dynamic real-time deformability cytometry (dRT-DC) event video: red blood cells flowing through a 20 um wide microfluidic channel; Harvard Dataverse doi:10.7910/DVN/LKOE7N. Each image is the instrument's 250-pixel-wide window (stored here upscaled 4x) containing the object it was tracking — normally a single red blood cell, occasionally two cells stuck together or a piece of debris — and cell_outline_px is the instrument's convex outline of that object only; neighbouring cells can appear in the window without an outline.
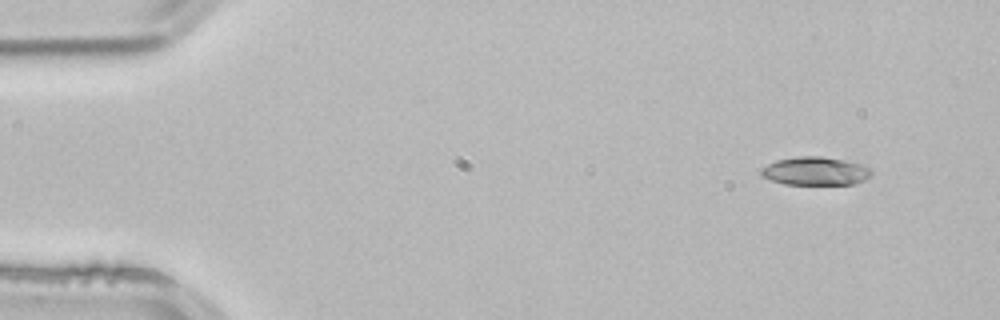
{"species": "common noctule bat (a hibernating species)", "species_latin": "Nyctalus noctula", "temperature_condition": "room temperature", "stored_images_in_passage": 4, "segment_of_instrument_passage": [1, 2], "camera_frame_rate_fps": 3000, "um_per_image_px": 0.085, "animal": {"sex": "male", "body_mass_g": 21.5, "forearm_length_mm": 52.0}, "frame": {"image": 1, "passage_image": 1, "time_ms": 0.0, "image_size_px": [1000, 320], "cell_outline_px": [[872, 176], [864, 180], [852, 184], [784, 184], [760, 176], [760, 168], [776, 160], [796, 156], [820, 156], [844, 160], [860, 164], [868, 168], [872, 172]], "centroid_in_image_um": [69.27, 14.54], "position_along_channel_um": 15.7, "area_um2": 18.21}}
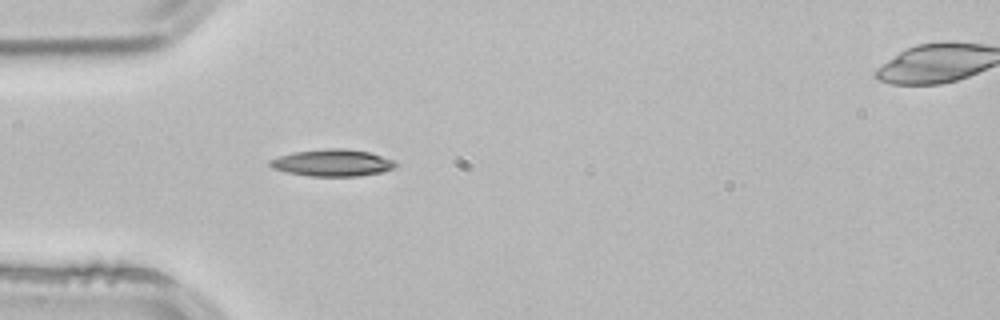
{"frame": {"image": 2, "passage_image": 3, "time_ms": 0.667, "image_size_px": [1000, 320], "cell_outline_px": [[396, 168], [384, 172], [360, 176], [308, 176], [288, 172], [272, 168], [268, 164], [268, 160], [292, 152], [328, 148], [344, 148], [368, 152], [396, 160]], "centroid_in_image_um": [28.28, 13.84], "position_along_channel_um": 56.7, "area_um2": 19.88}}